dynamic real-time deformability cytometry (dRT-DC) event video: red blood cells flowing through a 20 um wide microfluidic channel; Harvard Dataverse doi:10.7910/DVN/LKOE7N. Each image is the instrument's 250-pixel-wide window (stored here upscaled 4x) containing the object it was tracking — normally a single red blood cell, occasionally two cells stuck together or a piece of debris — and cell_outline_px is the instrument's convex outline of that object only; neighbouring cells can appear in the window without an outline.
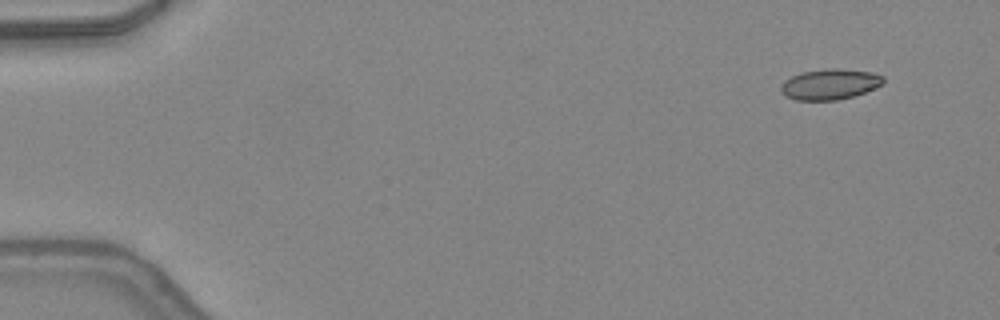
{"species": "common noctule bat (a hibernating species)", "species_latin": "Nyctalus noctula", "temperature_condition": "warm", "stored_images_in_passage": 46, "camera_frame_rate_fps": 3000, "um_per_image_px": 0.085, "animal": {"sex": "female", "body_mass_g": 24.6, "forearm_length_mm": 56.2}, "frame": {"image": 1, "passage_image": 1, "time_ms": 0.0, "image_size_px": [1000, 320], "cell_outline_px": [[884, 84], [864, 92], [852, 96], [836, 100], [796, 100], [788, 96], [780, 88], [784, 80], [800, 72], [824, 68], [840, 68], [872, 72], [884, 76]], "centroid_in_image_um": [70.57, 7.13], "position_along_channel_um": 14.4, "area_um2": 18.26}}
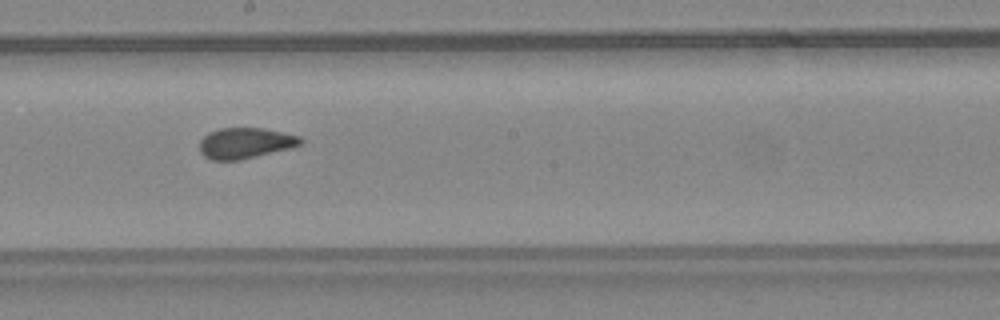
{"frame": {"image": 2, "passage_image": 25, "time_ms": 8.0, "image_size_px": [1000, 320], "cell_outline_px": [[304, 140], [300, 144], [292, 148], [240, 160], [212, 160], [204, 156], [200, 152], [200, 140], [208, 132], [220, 128], [264, 128], [300, 136]], "centroid_in_image_um": [20.85, 12.16], "position_along_channel_um": 227.3, "area_um2": 18.21}}
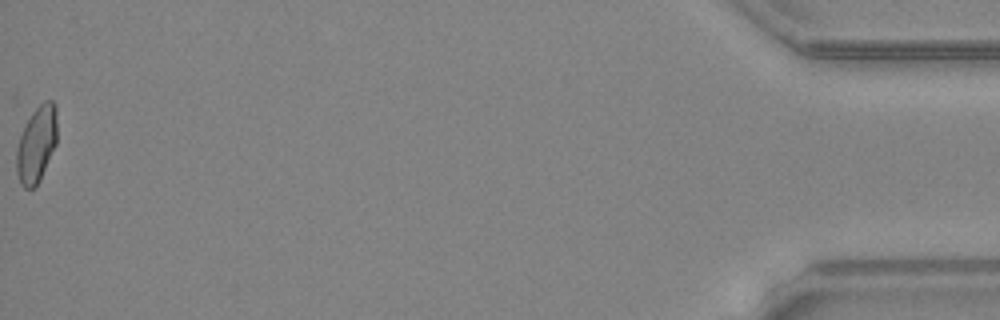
{"frame": {"image": 3, "passage_image": 46, "time_ms": 15.0, "image_size_px": [1000, 320], "cell_outline_px": [[56, 144], [40, 180], [36, 188], [24, 188], [20, 184], [16, 172], [16, 148], [24, 124], [32, 108], [44, 100], [52, 100], [56, 104]], "centroid_in_image_um": [3.08, 12.23], "position_along_channel_um": 432.1, "area_um2": 18.55}, "authors_computed_cell_mechanics": {"area_um2": 18.3804, "velocity_mm_per_s": 4.3139, "shape_relaxation_time_tau1_ms": null, "shape_relaxation_time_tau2_ms": 0.5812, "deformation_change_tau1": null, "deformation_change_tau2": 0.0501}}